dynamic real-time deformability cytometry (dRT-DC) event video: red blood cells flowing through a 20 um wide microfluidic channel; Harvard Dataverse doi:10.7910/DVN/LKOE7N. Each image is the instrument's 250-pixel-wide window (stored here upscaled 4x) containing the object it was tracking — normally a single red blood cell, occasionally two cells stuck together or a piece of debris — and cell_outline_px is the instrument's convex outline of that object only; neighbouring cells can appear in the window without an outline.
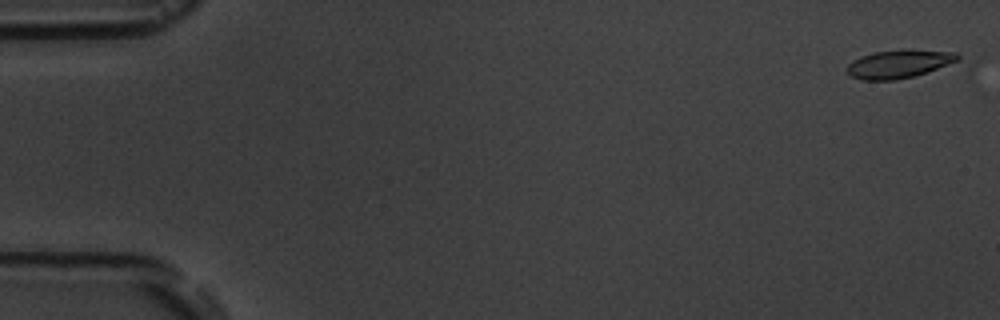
{"species": "common noctule bat (a hibernating species)", "species_latin": "Nyctalus noctula", "temperature_condition": "room temperature", "stored_images_in_passage": 9, "camera_frame_rate_fps": 3000, "um_per_image_px": 0.085, "animal": {"sex": "male", "body_mass_g": 19.5, "forearm_length_mm": 54.6}, "frame": {"image": 1, "passage_image": 1, "time_ms": 0.0, "image_size_px": [1000, 320], "cell_outline_px": [[960, 64], [896, 80], [860, 80], [852, 76], [844, 68], [852, 60], [860, 56], [876, 52], [904, 48], [908, 48], [956, 52], [960, 56]], "centroid_in_image_um": [76.52, 5.41], "position_along_channel_um": 8.5, "area_um2": 19.07}}
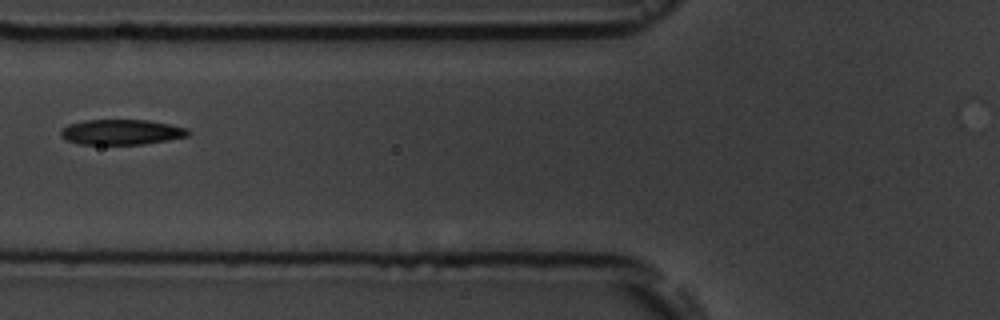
{"frame": {"image": 2, "passage_image": 7, "time_ms": 7.0, "image_size_px": [1000, 320], "cell_outline_px": [[192, 132], [188, 136], [168, 140], [140, 144], [80, 144], [68, 140], [60, 136], [60, 132], [68, 124], [84, 120], [148, 120], [188, 128]], "centroid_in_image_um": [10.34, 11.22], "position_along_channel_um": 115.5, "area_um2": 18.67}}
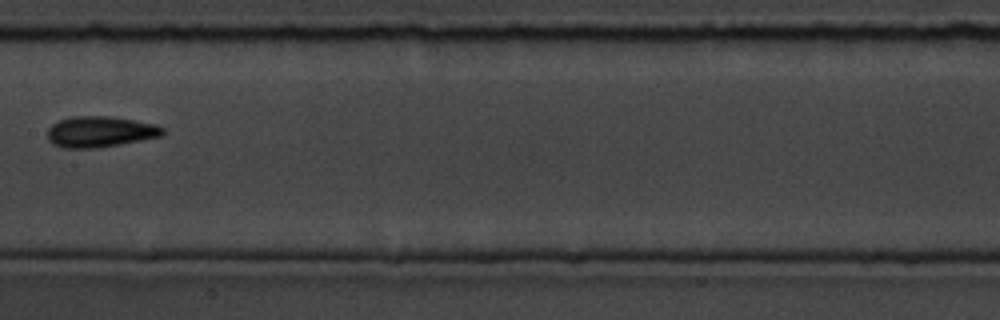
{"frame": {"image": 3, "passage_image": 9, "time_ms": 9.333, "image_size_px": [1000, 320], "cell_outline_px": [[164, 132], [160, 136], [120, 144], [96, 148], [64, 148], [52, 144], [48, 140], [48, 128], [56, 120], [72, 116], [112, 116], [156, 124], [164, 128]], "centroid_in_image_um": [8.47, 11.19], "position_along_channel_um": 198.9, "area_um2": 20.87}}